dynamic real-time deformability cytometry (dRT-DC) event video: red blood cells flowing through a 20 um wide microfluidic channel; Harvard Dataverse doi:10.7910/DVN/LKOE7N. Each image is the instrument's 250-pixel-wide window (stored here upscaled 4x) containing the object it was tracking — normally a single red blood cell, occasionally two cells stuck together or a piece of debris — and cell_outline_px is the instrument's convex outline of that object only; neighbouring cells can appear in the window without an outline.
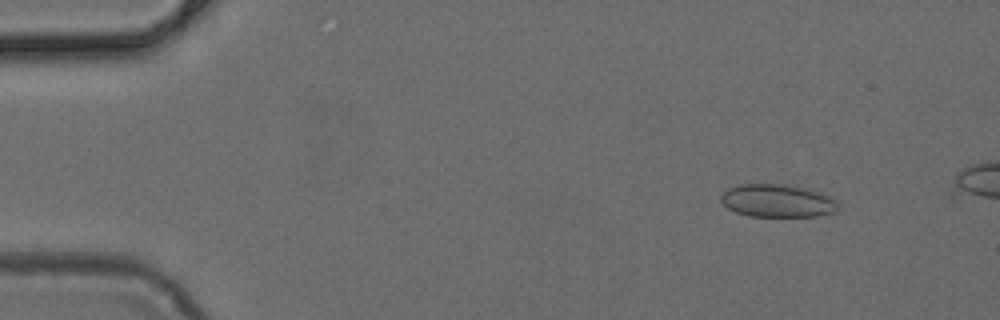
{"species": "common noctule bat (a hibernating species)", "species_latin": "Nyctalus noctula", "temperature_condition": "cold", "stored_images_in_passage": 10, "camera_frame_rate_fps": 3000, "um_per_image_px": 0.085, "animal": {"sex": "female", "body_mass_g": 24.6, "forearm_length_mm": 56.2}, "frame": {"image": 1, "passage_image": 1, "time_ms": 0.0, "image_size_px": [1000, 320], "cell_outline_px": [[840, 204], [836, 212], [816, 216], [748, 216], [736, 212], [728, 208], [720, 200], [720, 196], [728, 188], [740, 184], [784, 184], [808, 188], [820, 192], [836, 200]], "centroid_in_image_um": [66.1, 17.06], "position_along_channel_um": 18.9, "area_um2": 22.6}}